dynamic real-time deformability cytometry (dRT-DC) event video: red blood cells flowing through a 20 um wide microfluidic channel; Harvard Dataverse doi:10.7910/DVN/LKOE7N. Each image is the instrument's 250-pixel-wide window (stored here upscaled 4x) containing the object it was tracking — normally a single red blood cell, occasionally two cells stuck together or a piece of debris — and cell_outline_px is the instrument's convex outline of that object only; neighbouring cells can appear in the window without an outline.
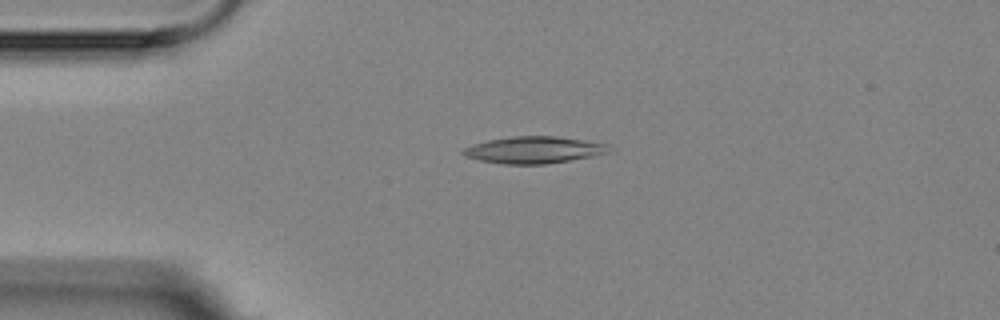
{"species": "Egyptian fruit bat (a non-hibernating species)", "species_latin": "Rousettus aegyptiacus", "temperature_condition": "room temperature", "stored_images_in_passage": 5, "camera_frame_rate_fps": 3000, "um_per_image_px": 0.085, "animal": {"sex": "female"}, "frame": {"image": 1, "passage_image": 4, "time_ms": 3.667, "image_size_px": [1000, 320], "cell_outline_px": [[612, 152], [592, 156], [544, 164], [504, 164], [480, 160], [464, 156], [460, 152], [464, 148], [472, 144], [488, 140], [512, 136], [556, 136], [584, 140], [608, 144]], "centroid_in_image_um": [45.37, 12.73], "position_along_channel_um": 39.6, "area_um2": 22.77}}